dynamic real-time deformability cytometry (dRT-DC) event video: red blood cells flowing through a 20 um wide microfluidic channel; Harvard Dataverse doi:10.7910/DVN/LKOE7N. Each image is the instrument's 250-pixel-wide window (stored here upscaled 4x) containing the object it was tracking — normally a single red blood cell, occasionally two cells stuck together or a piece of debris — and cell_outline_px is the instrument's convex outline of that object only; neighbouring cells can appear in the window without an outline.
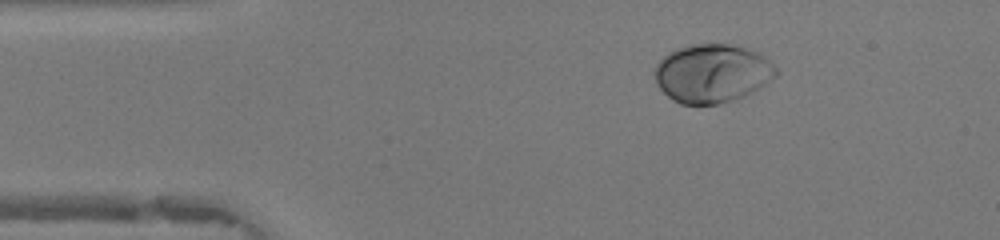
{"species": "human", "species_latin": "Homo sapiens", "temperature_condition": "warm", "stored_images_in_passage": 42, "camera_frame_rate_fps": 3000, "um_per_image_px": 0.085, "donor": {"sex": "female"}, "frame": {"image": 1, "passage_image": 1, "time_ms": 0.0, "image_size_px": [1000, 240], "cell_outline_px": [[780, 72], [776, 76], [760, 88], [744, 96], [720, 104], [680, 104], [668, 96], [656, 84], [652, 76], [652, 72], [656, 64], [668, 52], [676, 48], [692, 44], [728, 44], [744, 48], [756, 52], [764, 56]], "centroid_in_image_um": [60.5, 6.24], "position_along_channel_um": 24.5, "area_um2": 41.62}}
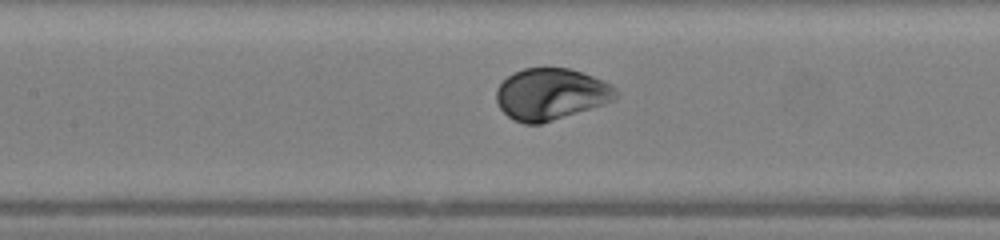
{"frame": {"image": 2, "passage_image": 15, "time_ms": 4.667, "image_size_px": [1000, 240], "cell_outline_px": [[620, 96], [604, 104], [540, 124], [524, 124], [512, 120], [500, 108], [496, 100], [496, 88], [512, 72], [524, 68], [568, 68], [604, 80], [616, 88]], "centroid_in_image_um": [46.82, 8.0], "position_along_channel_um": 160.6, "area_um2": 35.95}}
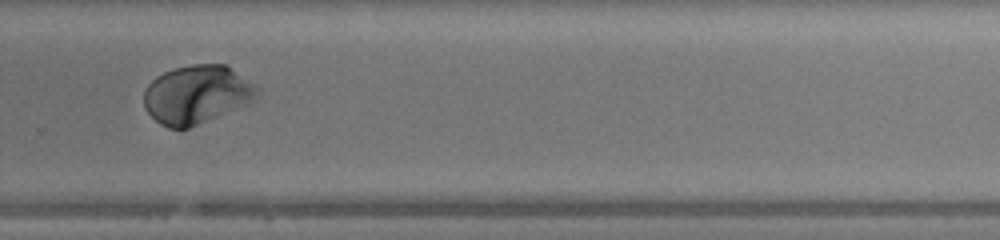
{"frame": {"image": 3, "passage_image": 26, "time_ms": 8.333, "image_size_px": [1000, 240], "cell_outline_px": [[260, 92], [256, 100], [188, 128], [168, 128], [160, 124], [144, 108], [144, 88], [156, 76], [172, 68], [192, 64], [224, 64], [256, 84], [260, 88]], "centroid_in_image_um": [16.73, 8.01], "position_along_channel_um": 313.1, "area_um2": 38.61}, "authors_computed_cell_mechanics": {"area_um2": 37.4255, "velocity_mm_per_s": 4.1766, "shape_relaxation_time_tau1_ms": 1.9274, "shape_relaxation_time_tau2_ms": null, "deformation_change_tau1": 0.1253, "deformation_change_tau2": null}}